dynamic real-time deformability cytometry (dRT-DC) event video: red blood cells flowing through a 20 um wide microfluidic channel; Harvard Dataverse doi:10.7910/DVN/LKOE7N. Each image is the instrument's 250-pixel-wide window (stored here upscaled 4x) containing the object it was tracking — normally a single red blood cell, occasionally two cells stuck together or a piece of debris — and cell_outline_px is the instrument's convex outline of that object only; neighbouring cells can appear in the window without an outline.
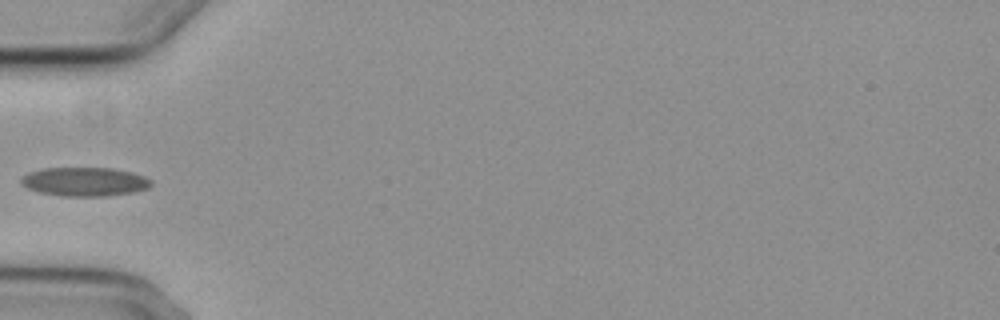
{"species": "common noctule bat (a hibernating species)", "species_latin": "Nyctalus noctula", "temperature_condition": "cold", "stored_images_in_passage": 4, "camera_frame_rate_fps": 3000, "um_per_image_px": 0.085, "animal": {"sex": "female", "body_mass_g": 29.2, "forearm_length_mm": 56.3}, "frame": {"image": 1, "passage_image": 3, "time_ms": 2.333, "image_size_px": [1000, 320], "cell_outline_px": [[152, 184], [148, 188], [136, 192], [108, 196], [60, 196], [40, 192], [28, 188], [20, 184], [20, 180], [28, 172], [40, 168], [112, 168], [132, 172], [144, 176], [152, 180]], "centroid_in_image_um": [7.21, 15.44], "position_along_channel_um": 77.8, "area_um2": 22.08}}
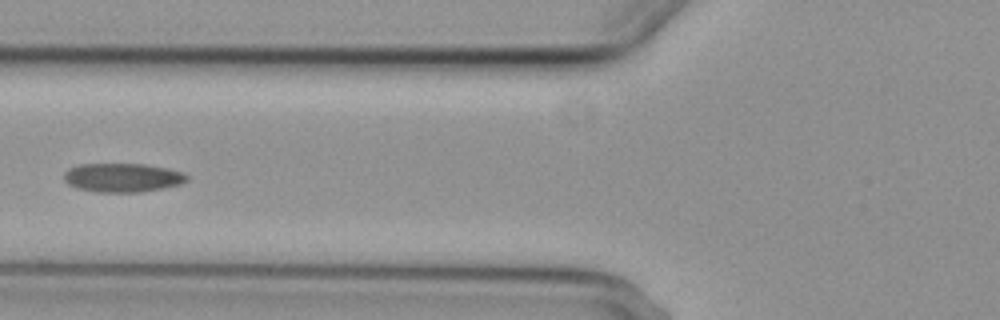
{"frame": {"image": 2, "passage_image": 4, "time_ms": 3.333, "image_size_px": [1000, 320], "cell_outline_px": [[188, 180], [180, 184], [164, 188], [140, 192], [96, 192], [76, 188], [68, 184], [64, 180], [64, 172], [68, 168], [76, 164], [144, 164], [168, 168], [184, 172], [188, 176]], "centroid_in_image_um": [10.4, 15.09], "position_along_channel_um": 115.4, "area_um2": 20.92}}